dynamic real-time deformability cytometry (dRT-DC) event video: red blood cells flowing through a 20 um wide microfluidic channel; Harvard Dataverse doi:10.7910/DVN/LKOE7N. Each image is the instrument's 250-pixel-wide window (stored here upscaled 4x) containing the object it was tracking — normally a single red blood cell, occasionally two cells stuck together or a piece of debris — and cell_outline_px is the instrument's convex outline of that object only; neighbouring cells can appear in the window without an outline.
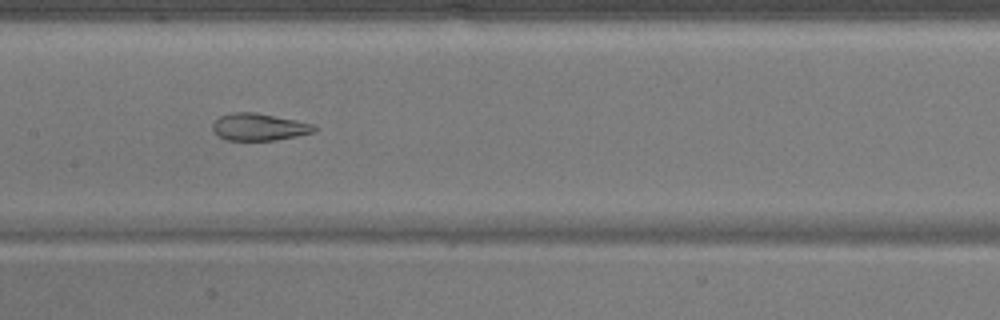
{"species": "common noctule bat (a hibernating species)", "species_latin": "Nyctalus noctula", "temperature_condition": "warm", "stored_images_in_passage": 35, "camera_frame_rate_fps": 3000, "um_per_image_px": 0.085, "animal": {"sex": "male", "body_mass_g": 17.9}, "frame": {"image": 1, "passage_image": 10, "time_ms": 3.0, "image_size_px": [1000, 320], "cell_outline_px": [[316, 132], [276, 140], [228, 140], [220, 136], [212, 128], [212, 124], [220, 116], [232, 112], [256, 112], [316, 124]], "centroid_in_image_um": [22.06, 10.78], "position_along_channel_um": 185.3, "area_um2": 16.07}}
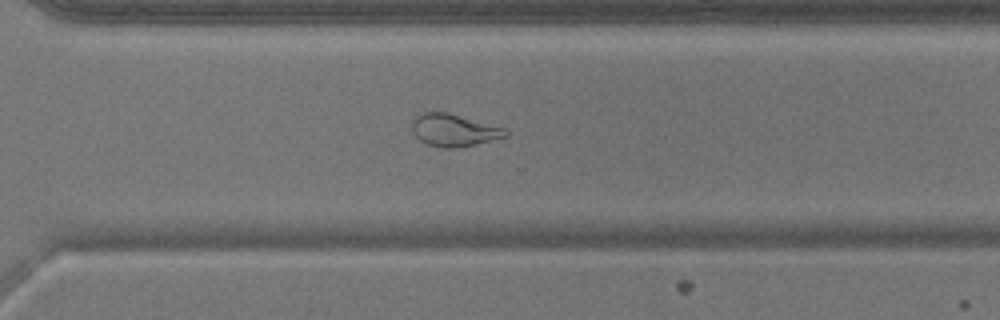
{"frame": {"image": 2, "passage_image": 21, "time_ms": 6.667, "image_size_px": [1000, 320], "cell_outline_px": [[508, 136], [472, 144], [452, 148], [444, 148], [428, 144], [420, 140], [412, 132], [412, 120], [420, 112], [448, 112], [504, 128], [508, 132]], "centroid_in_image_um": [38.53, 11.04], "position_along_channel_um": 332.1, "area_um2": 17.34}}
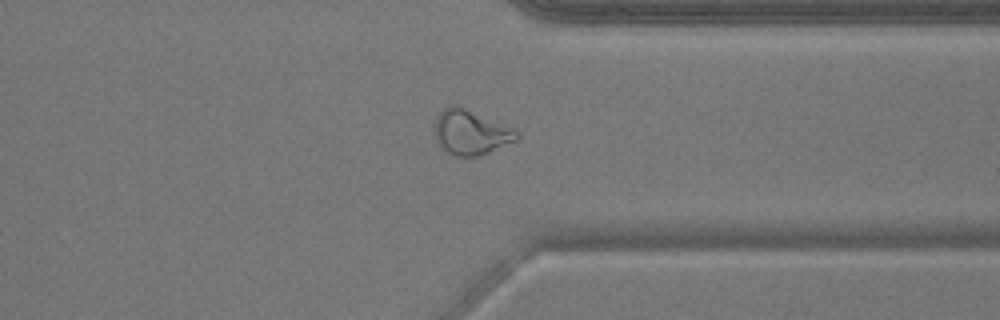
{"frame": {"image": 3, "passage_image": 24, "time_ms": 7.667, "image_size_px": [1000, 320], "cell_outline_px": [[520, 136], [516, 140], [480, 156], [456, 156], [448, 152], [436, 140], [436, 120], [440, 112], [448, 104], [456, 104], [516, 128]], "centroid_in_image_um": [40.06, 11.22], "position_along_channel_um": 371.3, "area_um2": 21.39}}